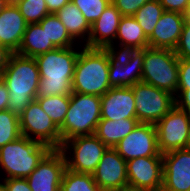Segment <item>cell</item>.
Segmentation results:
<instances>
[{
	"instance_id": "cell-1",
	"label": "cell",
	"mask_w": 190,
	"mask_h": 191,
	"mask_svg": "<svg viewBox=\"0 0 190 191\" xmlns=\"http://www.w3.org/2000/svg\"><path fill=\"white\" fill-rule=\"evenodd\" d=\"M69 48H55L35 57L40 74L36 98L70 95L75 64L79 52Z\"/></svg>"
},
{
	"instance_id": "cell-2",
	"label": "cell",
	"mask_w": 190,
	"mask_h": 191,
	"mask_svg": "<svg viewBox=\"0 0 190 191\" xmlns=\"http://www.w3.org/2000/svg\"><path fill=\"white\" fill-rule=\"evenodd\" d=\"M0 77L9 91L7 110L20 116L36 99L40 74L35 58L11 53Z\"/></svg>"
},
{
	"instance_id": "cell-3",
	"label": "cell",
	"mask_w": 190,
	"mask_h": 191,
	"mask_svg": "<svg viewBox=\"0 0 190 191\" xmlns=\"http://www.w3.org/2000/svg\"><path fill=\"white\" fill-rule=\"evenodd\" d=\"M110 49L87 48L79 51L72 80V92L104 95L109 83Z\"/></svg>"
},
{
	"instance_id": "cell-4",
	"label": "cell",
	"mask_w": 190,
	"mask_h": 191,
	"mask_svg": "<svg viewBox=\"0 0 190 191\" xmlns=\"http://www.w3.org/2000/svg\"><path fill=\"white\" fill-rule=\"evenodd\" d=\"M51 150L47 144L23 135L0 147V165L8 177L27 178Z\"/></svg>"
},
{
	"instance_id": "cell-5",
	"label": "cell",
	"mask_w": 190,
	"mask_h": 191,
	"mask_svg": "<svg viewBox=\"0 0 190 191\" xmlns=\"http://www.w3.org/2000/svg\"><path fill=\"white\" fill-rule=\"evenodd\" d=\"M101 120V96L70 94V105L59 128L62 144L73 137L92 135Z\"/></svg>"
},
{
	"instance_id": "cell-6",
	"label": "cell",
	"mask_w": 190,
	"mask_h": 191,
	"mask_svg": "<svg viewBox=\"0 0 190 191\" xmlns=\"http://www.w3.org/2000/svg\"><path fill=\"white\" fill-rule=\"evenodd\" d=\"M179 58L170 49H144L141 82L177 94Z\"/></svg>"
},
{
	"instance_id": "cell-7",
	"label": "cell",
	"mask_w": 190,
	"mask_h": 191,
	"mask_svg": "<svg viewBox=\"0 0 190 191\" xmlns=\"http://www.w3.org/2000/svg\"><path fill=\"white\" fill-rule=\"evenodd\" d=\"M107 149L108 147L95 134L73 137L66 140L60 148L64 153L67 169L91 175ZM67 150L70 151V158L66 155Z\"/></svg>"
},
{
	"instance_id": "cell-8",
	"label": "cell",
	"mask_w": 190,
	"mask_h": 191,
	"mask_svg": "<svg viewBox=\"0 0 190 191\" xmlns=\"http://www.w3.org/2000/svg\"><path fill=\"white\" fill-rule=\"evenodd\" d=\"M134 92L136 118L139 123L156 124L175 105V96L143 82L131 86Z\"/></svg>"
},
{
	"instance_id": "cell-9",
	"label": "cell",
	"mask_w": 190,
	"mask_h": 191,
	"mask_svg": "<svg viewBox=\"0 0 190 191\" xmlns=\"http://www.w3.org/2000/svg\"><path fill=\"white\" fill-rule=\"evenodd\" d=\"M158 149L165 153L190 148V115L176 105L155 124Z\"/></svg>"
},
{
	"instance_id": "cell-10",
	"label": "cell",
	"mask_w": 190,
	"mask_h": 191,
	"mask_svg": "<svg viewBox=\"0 0 190 191\" xmlns=\"http://www.w3.org/2000/svg\"><path fill=\"white\" fill-rule=\"evenodd\" d=\"M19 119L21 134L24 137L47 144L51 149L61 148L62 139L59 128L36 99L23 110Z\"/></svg>"
},
{
	"instance_id": "cell-11",
	"label": "cell",
	"mask_w": 190,
	"mask_h": 191,
	"mask_svg": "<svg viewBox=\"0 0 190 191\" xmlns=\"http://www.w3.org/2000/svg\"><path fill=\"white\" fill-rule=\"evenodd\" d=\"M144 49L123 52L110 49L109 83L111 87H131L142 80Z\"/></svg>"
},
{
	"instance_id": "cell-12",
	"label": "cell",
	"mask_w": 190,
	"mask_h": 191,
	"mask_svg": "<svg viewBox=\"0 0 190 191\" xmlns=\"http://www.w3.org/2000/svg\"><path fill=\"white\" fill-rule=\"evenodd\" d=\"M114 149L126 161L138 157L162 156L158 149L155 125L150 123H138Z\"/></svg>"
},
{
	"instance_id": "cell-13",
	"label": "cell",
	"mask_w": 190,
	"mask_h": 191,
	"mask_svg": "<svg viewBox=\"0 0 190 191\" xmlns=\"http://www.w3.org/2000/svg\"><path fill=\"white\" fill-rule=\"evenodd\" d=\"M66 159L60 149H51L26 178L32 191H60Z\"/></svg>"
},
{
	"instance_id": "cell-14",
	"label": "cell",
	"mask_w": 190,
	"mask_h": 191,
	"mask_svg": "<svg viewBox=\"0 0 190 191\" xmlns=\"http://www.w3.org/2000/svg\"><path fill=\"white\" fill-rule=\"evenodd\" d=\"M162 159L161 191H190V148L165 153Z\"/></svg>"
},
{
	"instance_id": "cell-15",
	"label": "cell",
	"mask_w": 190,
	"mask_h": 191,
	"mask_svg": "<svg viewBox=\"0 0 190 191\" xmlns=\"http://www.w3.org/2000/svg\"><path fill=\"white\" fill-rule=\"evenodd\" d=\"M128 185L149 191H161L162 156L138 157L126 161Z\"/></svg>"
},
{
	"instance_id": "cell-16",
	"label": "cell",
	"mask_w": 190,
	"mask_h": 191,
	"mask_svg": "<svg viewBox=\"0 0 190 191\" xmlns=\"http://www.w3.org/2000/svg\"><path fill=\"white\" fill-rule=\"evenodd\" d=\"M92 175L101 191L128 185L126 160L114 148L106 150Z\"/></svg>"
},
{
	"instance_id": "cell-17",
	"label": "cell",
	"mask_w": 190,
	"mask_h": 191,
	"mask_svg": "<svg viewBox=\"0 0 190 191\" xmlns=\"http://www.w3.org/2000/svg\"><path fill=\"white\" fill-rule=\"evenodd\" d=\"M122 18V14L110 3L91 25L88 42L84 44L87 48L111 49L116 52L114 39Z\"/></svg>"
},
{
	"instance_id": "cell-18",
	"label": "cell",
	"mask_w": 190,
	"mask_h": 191,
	"mask_svg": "<svg viewBox=\"0 0 190 191\" xmlns=\"http://www.w3.org/2000/svg\"><path fill=\"white\" fill-rule=\"evenodd\" d=\"M186 15L164 11L152 34L148 37V47L175 50L185 23Z\"/></svg>"
},
{
	"instance_id": "cell-19",
	"label": "cell",
	"mask_w": 190,
	"mask_h": 191,
	"mask_svg": "<svg viewBox=\"0 0 190 191\" xmlns=\"http://www.w3.org/2000/svg\"><path fill=\"white\" fill-rule=\"evenodd\" d=\"M136 118L135 98L131 87H111L101 96V119Z\"/></svg>"
},
{
	"instance_id": "cell-20",
	"label": "cell",
	"mask_w": 190,
	"mask_h": 191,
	"mask_svg": "<svg viewBox=\"0 0 190 191\" xmlns=\"http://www.w3.org/2000/svg\"><path fill=\"white\" fill-rule=\"evenodd\" d=\"M27 23L14 2H9L0 13V44L17 53Z\"/></svg>"
},
{
	"instance_id": "cell-21",
	"label": "cell",
	"mask_w": 190,
	"mask_h": 191,
	"mask_svg": "<svg viewBox=\"0 0 190 191\" xmlns=\"http://www.w3.org/2000/svg\"><path fill=\"white\" fill-rule=\"evenodd\" d=\"M137 118L119 120L101 119L96 127L95 135L108 147L114 148L138 124Z\"/></svg>"
},
{
	"instance_id": "cell-22",
	"label": "cell",
	"mask_w": 190,
	"mask_h": 191,
	"mask_svg": "<svg viewBox=\"0 0 190 191\" xmlns=\"http://www.w3.org/2000/svg\"><path fill=\"white\" fill-rule=\"evenodd\" d=\"M57 48L46 35L39 23L27 24L17 54L35 58L36 56Z\"/></svg>"
},
{
	"instance_id": "cell-23",
	"label": "cell",
	"mask_w": 190,
	"mask_h": 191,
	"mask_svg": "<svg viewBox=\"0 0 190 191\" xmlns=\"http://www.w3.org/2000/svg\"><path fill=\"white\" fill-rule=\"evenodd\" d=\"M116 39L120 40L121 49L119 52L148 47V37L133 16H122Z\"/></svg>"
},
{
	"instance_id": "cell-24",
	"label": "cell",
	"mask_w": 190,
	"mask_h": 191,
	"mask_svg": "<svg viewBox=\"0 0 190 191\" xmlns=\"http://www.w3.org/2000/svg\"><path fill=\"white\" fill-rule=\"evenodd\" d=\"M55 15L59 18L74 40L78 37V40L83 38L86 43L88 42L91 25L87 22L80 9L71 1Z\"/></svg>"
},
{
	"instance_id": "cell-25",
	"label": "cell",
	"mask_w": 190,
	"mask_h": 191,
	"mask_svg": "<svg viewBox=\"0 0 190 191\" xmlns=\"http://www.w3.org/2000/svg\"><path fill=\"white\" fill-rule=\"evenodd\" d=\"M39 24L46 30L48 40L57 48H69L74 46V39L69 35L65 26L55 14L45 16Z\"/></svg>"
},
{
	"instance_id": "cell-26",
	"label": "cell",
	"mask_w": 190,
	"mask_h": 191,
	"mask_svg": "<svg viewBox=\"0 0 190 191\" xmlns=\"http://www.w3.org/2000/svg\"><path fill=\"white\" fill-rule=\"evenodd\" d=\"M36 100L56 126L60 128L64 123L66 112L70 105V95H53L36 98Z\"/></svg>"
},
{
	"instance_id": "cell-27",
	"label": "cell",
	"mask_w": 190,
	"mask_h": 191,
	"mask_svg": "<svg viewBox=\"0 0 190 191\" xmlns=\"http://www.w3.org/2000/svg\"><path fill=\"white\" fill-rule=\"evenodd\" d=\"M163 12L164 9L159 0H149L133 15V17L143 29L145 35L149 37Z\"/></svg>"
},
{
	"instance_id": "cell-28",
	"label": "cell",
	"mask_w": 190,
	"mask_h": 191,
	"mask_svg": "<svg viewBox=\"0 0 190 191\" xmlns=\"http://www.w3.org/2000/svg\"><path fill=\"white\" fill-rule=\"evenodd\" d=\"M60 191H101L93 175L65 169Z\"/></svg>"
},
{
	"instance_id": "cell-29",
	"label": "cell",
	"mask_w": 190,
	"mask_h": 191,
	"mask_svg": "<svg viewBox=\"0 0 190 191\" xmlns=\"http://www.w3.org/2000/svg\"><path fill=\"white\" fill-rule=\"evenodd\" d=\"M22 136L19 116L9 110L0 111V147Z\"/></svg>"
},
{
	"instance_id": "cell-30",
	"label": "cell",
	"mask_w": 190,
	"mask_h": 191,
	"mask_svg": "<svg viewBox=\"0 0 190 191\" xmlns=\"http://www.w3.org/2000/svg\"><path fill=\"white\" fill-rule=\"evenodd\" d=\"M14 3L27 24L39 23L50 14L45 0H16Z\"/></svg>"
},
{
	"instance_id": "cell-31",
	"label": "cell",
	"mask_w": 190,
	"mask_h": 191,
	"mask_svg": "<svg viewBox=\"0 0 190 191\" xmlns=\"http://www.w3.org/2000/svg\"><path fill=\"white\" fill-rule=\"evenodd\" d=\"M80 9L87 22L92 25L104 12L111 0H71Z\"/></svg>"
},
{
	"instance_id": "cell-32",
	"label": "cell",
	"mask_w": 190,
	"mask_h": 191,
	"mask_svg": "<svg viewBox=\"0 0 190 191\" xmlns=\"http://www.w3.org/2000/svg\"><path fill=\"white\" fill-rule=\"evenodd\" d=\"M174 52L179 59H190V19L187 16Z\"/></svg>"
},
{
	"instance_id": "cell-33",
	"label": "cell",
	"mask_w": 190,
	"mask_h": 191,
	"mask_svg": "<svg viewBox=\"0 0 190 191\" xmlns=\"http://www.w3.org/2000/svg\"><path fill=\"white\" fill-rule=\"evenodd\" d=\"M149 0H111L122 16H133Z\"/></svg>"
},
{
	"instance_id": "cell-34",
	"label": "cell",
	"mask_w": 190,
	"mask_h": 191,
	"mask_svg": "<svg viewBox=\"0 0 190 191\" xmlns=\"http://www.w3.org/2000/svg\"><path fill=\"white\" fill-rule=\"evenodd\" d=\"M177 89H190V59H179Z\"/></svg>"
},
{
	"instance_id": "cell-35",
	"label": "cell",
	"mask_w": 190,
	"mask_h": 191,
	"mask_svg": "<svg viewBox=\"0 0 190 191\" xmlns=\"http://www.w3.org/2000/svg\"><path fill=\"white\" fill-rule=\"evenodd\" d=\"M164 11L179 12L187 15L190 8V0H159Z\"/></svg>"
},
{
	"instance_id": "cell-36",
	"label": "cell",
	"mask_w": 190,
	"mask_h": 191,
	"mask_svg": "<svg viewBox=\"0 0 190 191\" xmlns=\"http://www.w3.org/2000/svg\"><path fill=\"white\" fill-rule=\"evenodd\" d=\"M7 191H32L26 178H5Z\"/></svg>"
},
{
	"instance_id": "cell-37",
	"label": "cell",
	"mask_w": 190,
	"mask_h": 191,
	"mask_svg": "<svg viewBox=\"0 0 190 191\" xmlns=\"http://www.w3.org/2000/svg\"><path fill=\"white\" fill-rule=\"evenodd\" d=\"M175 105L190 115V89H177Z\"/></svg>"
},
{
	"instance_id": "cell-38",
	"label": "cell",
	"mask_w": 190,
	"mask_h": 191,
	"mask_svg": "<svg viewBox=\"0 0 190 191\" xmlns=\"http://www.w3.org/2000/svg\"><path fill=\"white\" fill-rule=\"evenodd\" d=\"M9 91L5 82L0 77V111L7 110L9 104Z\"/></svg>"
},
{
	"instance_id": "cell-39",
	"label": "cell",
	"mask_w": 190,
	"mask_h": 191,
	"mask_svg": "<svg viewBox=\"0 0 190 191\" xmlns=\"http://www.w3.org/2000/svg\"><path fill=\"white\" fill-rule=\"evenodd\" d=\"M70 1L71 0H45L50 14H56L61 8H63Z\"/></svg>"
},
{
	"instance_id": "cell-40",
	"label": "cell",
	"mask_w": 190,
	"mask_h": 191,
	"mask_svg": "<svg viewBox=\"0 0 190 191\" xmlns=\"http://www.w3.org/2000/svg\"><path fill=\"white\" fill-rule=\"evenodd\" d=\"M10 54L11 52L8 51L2 44H0V76L7 65Z\"/></svg>"
},
{
	"instance_id": "cell-41",
	"label": "cell",
	"mask_w": 190,
	"mask_h": 191,
	"mask_svg": "<svg viewBox=\"0 0 190 191\" xmlns=\"http://www.w3.org/2000/svg\"><path fill=\"white\" fill-rule=\"evenodd\" d=\"M113 191H149V190L141 189V188L131 186V185H125V186H122L119 189H116Z\"/></svg>"
},
{
	"instance_id": "cell-42",
	"label": "cell",
	"mask_w": 190,
	"mask_h": 191,
	"mask_svg": "<svg viewBox=\"0 0 190 191\" xmlns=\"http://www.w3.org/2000/svg\"><path fill=\"white\" fill-rule=\"evenodd\" d=\"M9 2L7 0H0V13Z\"/></svg>"
},
{
	"instance_id": "cell-43",
	"label": "cell",
	"mask_w": 190,
	"mask_h": 191,
	"mask_svg": "<svg viewBox=\"0 0 190 191\" xmlns=\"http://www.w3.org/2000/svg\"><path fill=\"white\" fill-rule=\"evenodd\" d=\"M0 191H7L4 182L0 183Z\"/></svg>"
},
{
	"instance_id": "cell-44",
	"label": "cell",
	"mask_w": 190,
	"mask_h": 191,
	"mask_svg": "<svg viewBox=\"0 0 190 191\" xmlns=\"http://www.w3.org/2000/svg\"><path fill=\"white\" fill-rule=\"evenodd\" d=\"M186 16L190 19V8Z\"/></svg>"
}]
</instances>
